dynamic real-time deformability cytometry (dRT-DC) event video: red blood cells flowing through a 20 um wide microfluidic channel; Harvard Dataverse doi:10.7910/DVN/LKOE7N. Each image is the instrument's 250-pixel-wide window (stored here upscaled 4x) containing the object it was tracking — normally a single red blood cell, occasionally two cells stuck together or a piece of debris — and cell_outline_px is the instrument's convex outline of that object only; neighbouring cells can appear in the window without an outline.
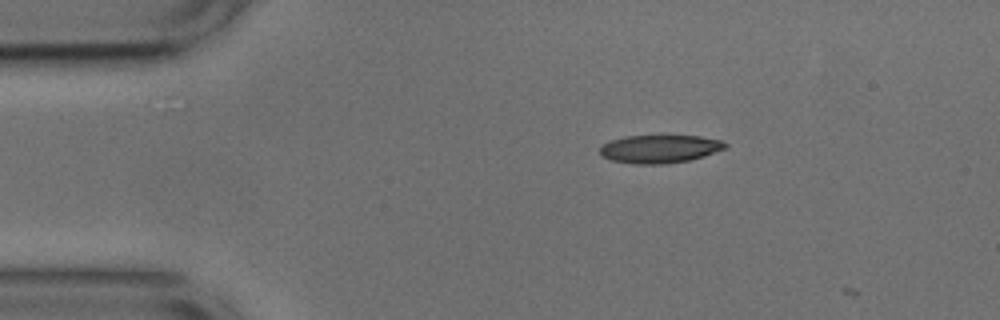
{"species": "common noctule bat (a hibernating species)", "species_latin": "Nyctalus noctula", "temperature_condition": "cold", "stored_images_in_passage": 2, "camera_frame_rate_fps": 3000, "um_per_image_px": 0.085, "animal": {"sex": "male", "body_mass_g": 17.9, "forearm_length_mm": 54.2}, "frame": {"image": 1, "passage_image": 1, "time_ms": 0.0, "image_size_px": [1000, 320], "cell_outline_px": [[728, 148], [704, 156], [688, 160], [664, 164], [632, 164], [612, 160], [600, 156], [600, 148], [604, 144], [612, 140], [624, 136], [700, 136], [724, 140], [728, 144]], "centroid_in_image_um": [56.12, 12.66], "position_along_channel_um": 28.9, "area_um2": 20.63}}